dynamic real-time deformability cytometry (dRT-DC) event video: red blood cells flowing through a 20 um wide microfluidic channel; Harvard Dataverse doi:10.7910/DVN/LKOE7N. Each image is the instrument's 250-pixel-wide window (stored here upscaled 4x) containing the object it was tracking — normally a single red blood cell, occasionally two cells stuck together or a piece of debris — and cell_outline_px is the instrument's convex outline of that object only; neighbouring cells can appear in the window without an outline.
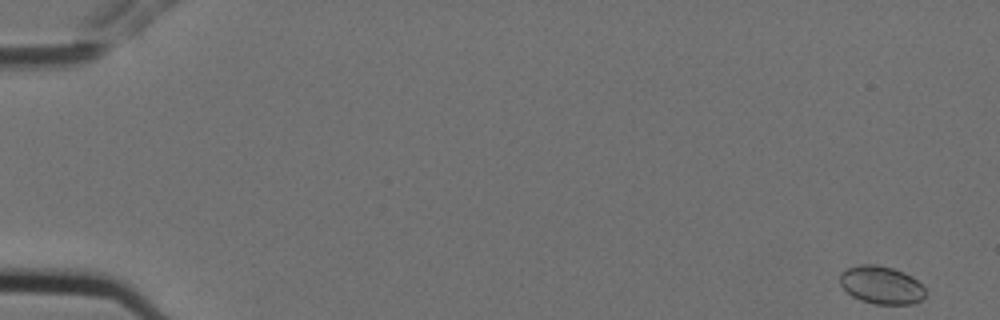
{"species": "Egyptian fruit bat (a non-hibernating species)", "species_latin": "Rousettus aegyptiacus", "temperature_condition": "cold", "stored_images_in_passage": 9, "camera_frame_rate_fps": 3000, "um_per_image_px": 0.085, "animal": {"sex": "female"}, "frame": {"image": 1, "passage_image": 1, "time_ms": 0.0, "image_size_px": [1000, 320], "cell_outline_px": [[924, 300], [912, 304], [876, 304], [860, 300], [852, 296], [840, 284], [840, 272], [848, 268], [860, 264], [876, 264], [892, 268], [904, 272], [912, 276], [924, 288]], "centroid_in_image_um": [74.91, 24.22], "position_along_channel_um": 10.1, "area_um2": 18.9}}
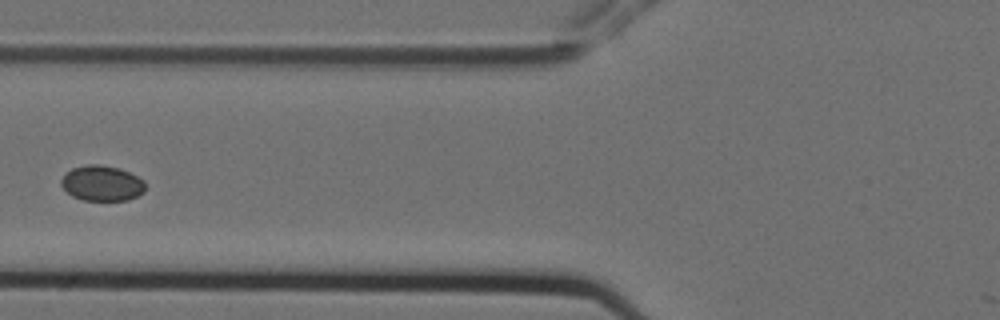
{"frame": {"image": 2, "passage_image": 7, "time_ms": 2.0, "image_size_px": [1000, 320], "cell_outline_px": [[144, 192], [128, 200], [84, 200], [72, 196], [60, 184], [60, 180], [72, 168], [88, 164], [100, 164], [120, 168], [144, 180]], "centroid_in_image_um": [8.66, 15.57], "position_along_channel_um": 117.1, "area_um2": 17.22}}
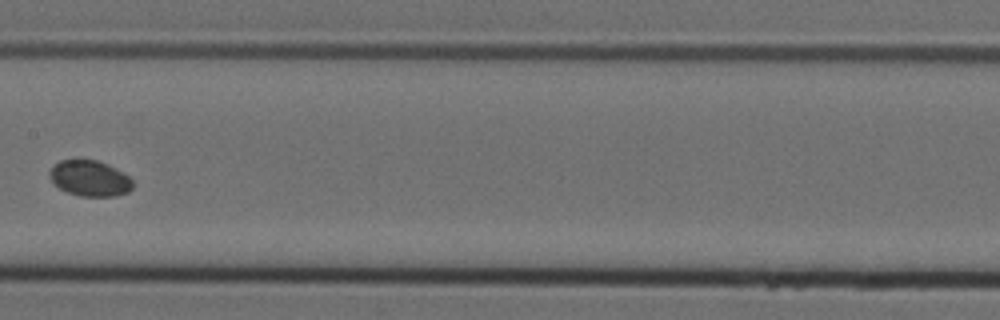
{"frame": {"image": 3, "passage_image": 9, "time_ms": 2.667, "image_size_px": [1000, 320], "cell_outline_px": [[132, 188], [128, 192], [116, 196], [80, 196], [68, 192], [52, 184], [48, 176], [48, 172], [60, 160], [76, 156], [96, 160], [108, 164], [128, 176], [132, 180]], "centroid_in_image_um": [7.58, 15.12], "position_along_channel_um": 199.8, "area_um2": 17.8}}